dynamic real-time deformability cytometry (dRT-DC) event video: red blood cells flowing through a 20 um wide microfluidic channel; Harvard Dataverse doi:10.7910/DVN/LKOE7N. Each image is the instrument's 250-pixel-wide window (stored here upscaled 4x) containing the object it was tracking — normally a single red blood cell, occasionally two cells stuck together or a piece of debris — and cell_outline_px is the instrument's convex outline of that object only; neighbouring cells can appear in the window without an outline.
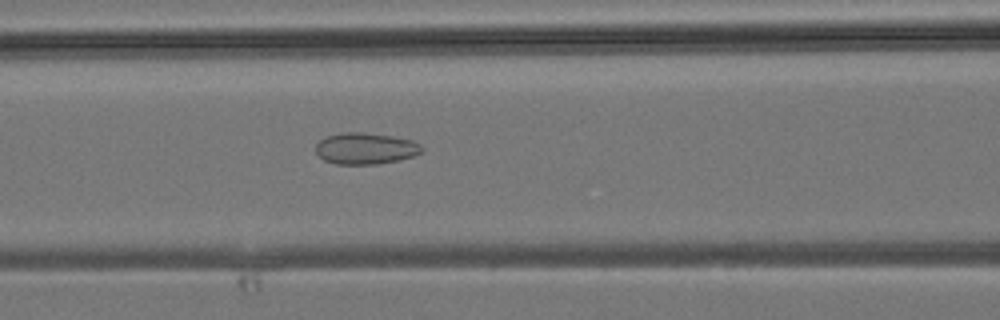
{"species": "common noctule bat (a hibernating species)", "species_latin": "Nyctalus noctula", "temperature_condition": "room temperature", "stored_images_in_passage": 36, "camera_frame_rate_fps": 3000, "um_per_image_px": 0.085, "animal": {"sex": "male", "body_mass_g": 19.2, "forearm_length_mm": 51.8}, "frame": {"image": 1, "passage_image": 12, "time_ms": 3.667, "image_size_px": [1000, 320], "cell_outline_px": [[424, 148], [420, 152], [412, 156], [400, 160], [376, 164], [336, 164], [324, 160], [316, 152], [316, 144], [320, 140], [328, 136], [340, 132], [364, 132], [392, 136], [412, 140], [420, 144]], "centroid_in_image_um": [31.07, 12.61], "position_along_channel_um": 135.5, "area_um2": 19.42}}
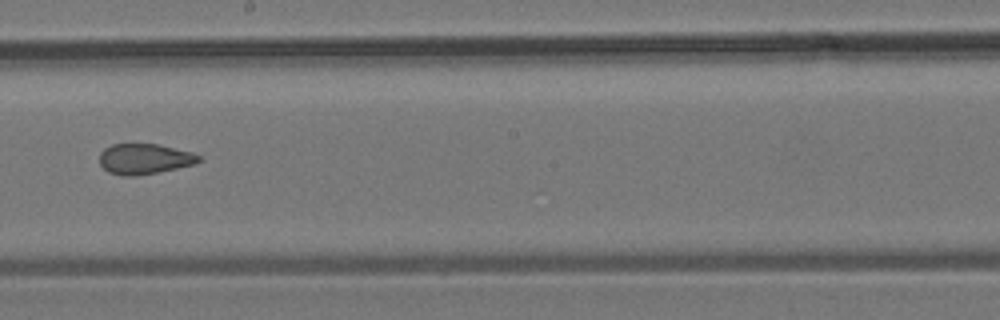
{"frame": {"image": 2, "passage_image": 18, "time_ms": 5.667, "image_size_px": [1000, 320], "cell_outline_px": [[200, 160], [196, 164], [136, 176], [120, 176], [108, 172], [100, 164], [100, 152], [104, 148], [112, 144], [160, 144], [192, 152], [200, 156]], "centroid_in_image_um": [12.26, 13.5], "position_along_channel_um": 235.9, "area_um2": 17.69}}
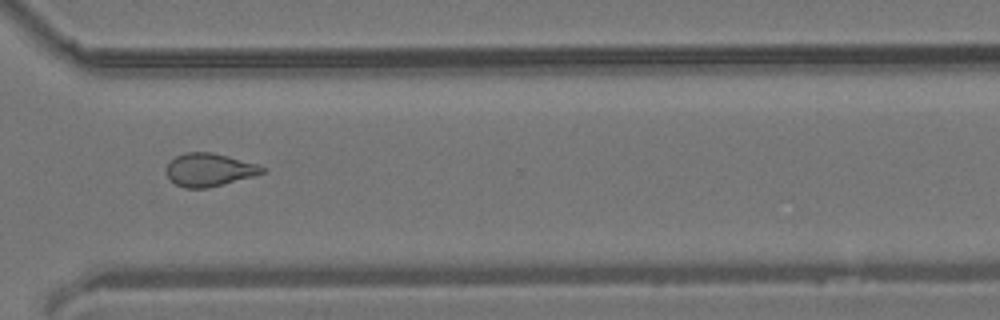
{"frame": {"image": 3, "passage_image": 25, "time_ms": 8.0, "image_size_px": [1000, 320], "cell_outline_px": [[268, 168], [264, 172], [252, 176], [208, 188], [184, 188], [176, 184], [168, 176], [168, 164], [176, 156], [184, 152], [212, 152], [228, 156], [256, 164]], "centroid_in_image_um": [17.8, 14.42], "position_along_channel_um": 352.8, "area_um2": 18.15}}